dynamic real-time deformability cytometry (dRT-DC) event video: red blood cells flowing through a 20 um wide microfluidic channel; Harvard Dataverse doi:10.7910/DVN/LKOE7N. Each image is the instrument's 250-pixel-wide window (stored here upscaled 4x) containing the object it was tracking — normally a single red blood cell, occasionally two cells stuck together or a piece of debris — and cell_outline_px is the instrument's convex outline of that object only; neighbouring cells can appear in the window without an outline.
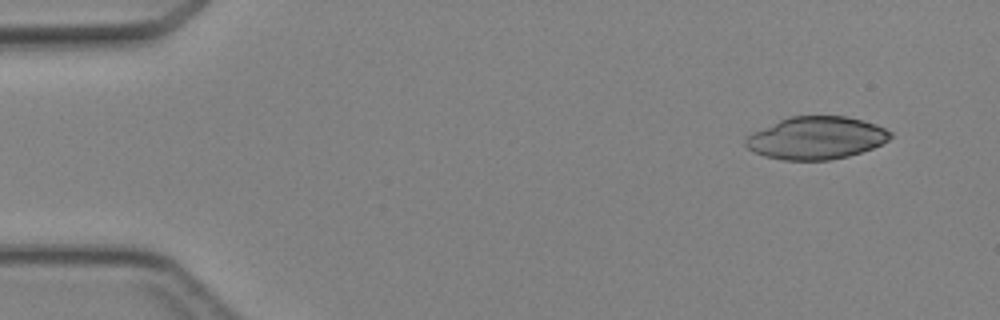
{"species": "Egyptian fruit bat (a non-hibernating species)", "species_latin": "Rousettus aegyptiacus", "temperature_condition": "cold", "stored_images_in_passage": 5, "camera_frame_rate_fps": 3000, "um_per_image_px": 0.085, "animal": {"sex": "female"}, "frame": {"image": 1, "passage_image": 1, "time_ms": 0.0, "image_size_px": [1000, 320], "cell_outline_px": [[892, 136], [888, 140], [872, 148], [848, 156], [828, 160], [784, 160], [764, 156], [748, 148], [744, 144], [744, 140], [752, 132], [788, 116], [844, 116], [876, 124], [892, 132]], "centroid_in_image_um": [69.36, 11.72], "position_along_channel_um": 15.6, "area_um2": 35.72}}